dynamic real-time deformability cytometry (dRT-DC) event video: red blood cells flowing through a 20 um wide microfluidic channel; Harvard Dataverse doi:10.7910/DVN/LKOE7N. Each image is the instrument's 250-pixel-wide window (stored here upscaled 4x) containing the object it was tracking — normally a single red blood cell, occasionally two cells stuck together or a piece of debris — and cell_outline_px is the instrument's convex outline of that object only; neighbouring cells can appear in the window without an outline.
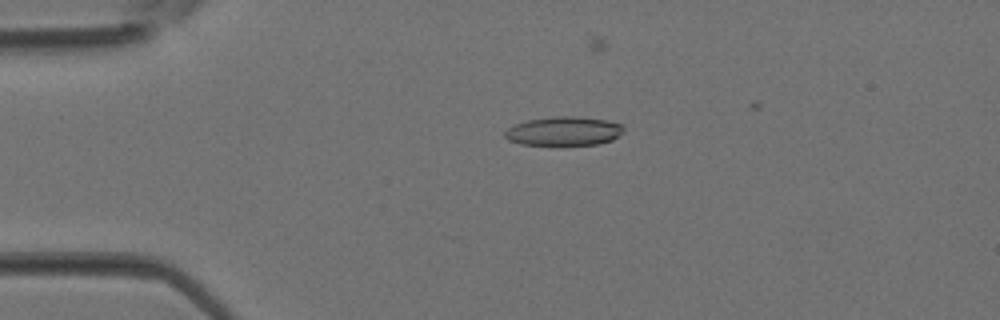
{"species": "Egyptian fruit bat (a non-hibernating species)", "species_latin": "Rousettus aegyptiacus", "temperature_condition": "room temperature", "stored_images_in_passage": 4, "camera_frame_rate_fps": 3000, "um_per_image_px": 0.085, "animal": {"sex": "female"}, "frame": {"image": 1, "passage_image": 3, "time_ms": 0.667, "image_size_px": [1000, 320], "cell_outline_px": [[624, 128], [612, 140], [600, 144], [564, 148], [520, 144], [508, 140], [504, 136], [504, 132], [508, 128], [516, 124], [528, 120], [556, 116], [576, 116], [608, 120], [624, 124]], "centroid_in_image_um": [47.92, 11.2], "position_along_channel_um": 37.1, "area_um2": 20.98}}